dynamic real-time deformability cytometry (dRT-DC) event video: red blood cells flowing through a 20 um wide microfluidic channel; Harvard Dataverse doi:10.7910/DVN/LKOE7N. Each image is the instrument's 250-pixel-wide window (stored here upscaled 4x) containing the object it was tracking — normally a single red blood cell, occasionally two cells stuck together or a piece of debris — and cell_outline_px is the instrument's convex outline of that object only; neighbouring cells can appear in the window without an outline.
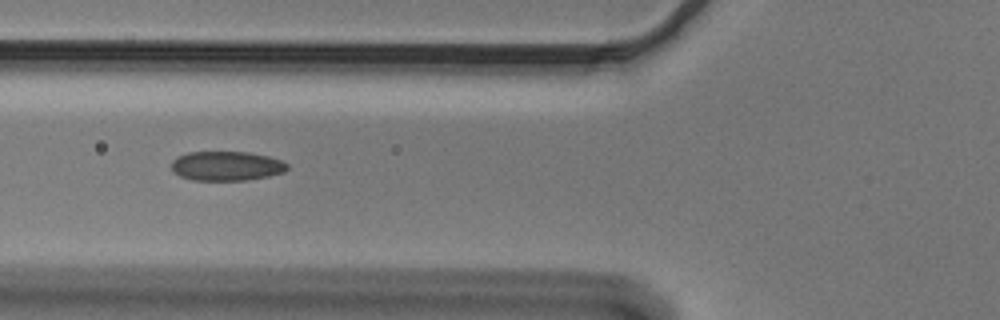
{"species": "Egyptian fruit bat (a non-hibernating species)", "species_latin": "Rousettus aegyptiacus", "temperature_condition": "cold", "stored_images_in_passage": 12, "camera_frame_rate_fps": 3000, "um_per_image_px": 0.085, "animal": {"sex": "male"}, "frame": {"image": 1, "passage_image": 6, "time_ms": 1.667, "image_size_px": [1000, 320], "cell_outline_px": [[288, 168], [284, 172], [268, 176], [244, 180], [192, 180], [180, 176], [172, 172], [172, 160], [176, 156], [188, 152], [248, 152], [268, 156], [280, 160], [288, 164]], "centroid_in_image_um": [19.22, 14.1], "position_along_channel_um": 106.6, "area_um2": 19.88}}
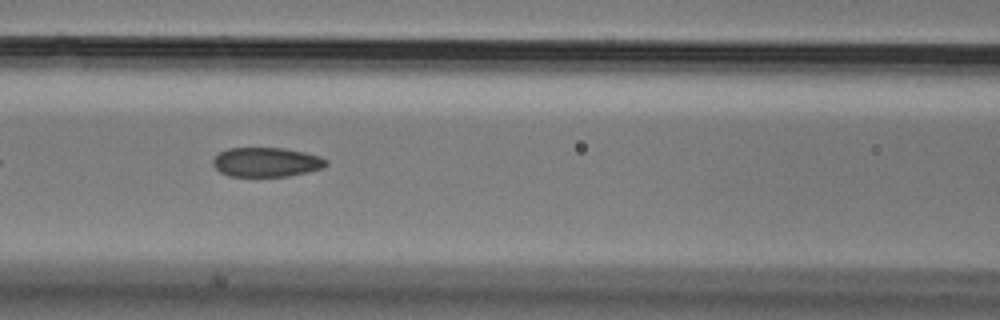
{"frame": {"image": 2, "passage_image": 9, "time_ms": 2.667, "image_size_px": [1000, 320], "cell_outline_px": [[328, 164], [324, 168], [308, 172], [288, 176], [228, 176], [220, 172], [212, 164], [212, 160], [220, 152], [228, 148], [284, 148], [304, 152], [320, 156], [328, 160]], "centroid_in_image_um": [22.66, 13.78], "position_along_channel_um": 143.9, "area_um2": 19.48}}